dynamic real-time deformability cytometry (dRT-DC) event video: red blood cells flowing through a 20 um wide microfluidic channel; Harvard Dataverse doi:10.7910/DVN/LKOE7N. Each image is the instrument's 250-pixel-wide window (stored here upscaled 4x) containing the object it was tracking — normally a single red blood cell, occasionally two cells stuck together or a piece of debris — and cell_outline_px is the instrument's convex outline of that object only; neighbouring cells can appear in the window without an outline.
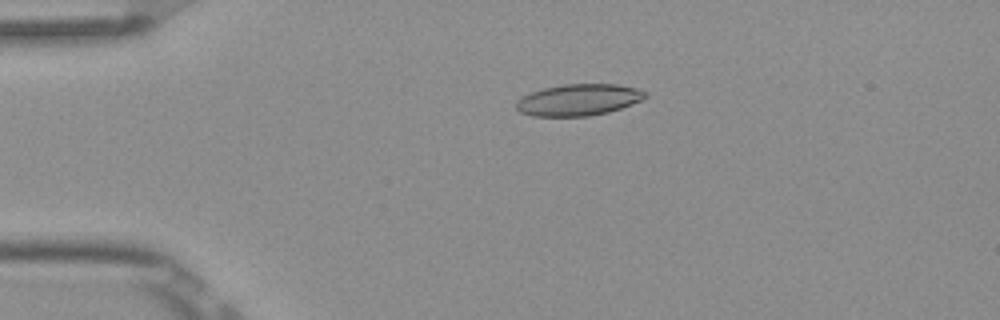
{"species": "Egyptian fruit bat (a non-hibernating species)", "species_latin": "Rousettus aegyptiacus", "temperature_condition": "room temperature", "stored_images_in_passage": 4, "camera_frame_rate_fps": 3000, "um_per_image_px": 0.085, "frame": {"image": 1, "passage_image": 3, "time_ms": 0.667, "image_size_px": [1000, 320], "cell_outline_px": [[648, 96], [640, 100], [620, 108], [608, 112], [588, 116], [532, 116], [520, 112], [516, 108], [516, 100], [532, 92], [544, 88], [564, 84], [616, 84], [636, 88], [648, 92]], "centroid_in_image_um": [49.17, 8.48], "position_along_channel_um": 35.8, "area_um2": 23.58}}